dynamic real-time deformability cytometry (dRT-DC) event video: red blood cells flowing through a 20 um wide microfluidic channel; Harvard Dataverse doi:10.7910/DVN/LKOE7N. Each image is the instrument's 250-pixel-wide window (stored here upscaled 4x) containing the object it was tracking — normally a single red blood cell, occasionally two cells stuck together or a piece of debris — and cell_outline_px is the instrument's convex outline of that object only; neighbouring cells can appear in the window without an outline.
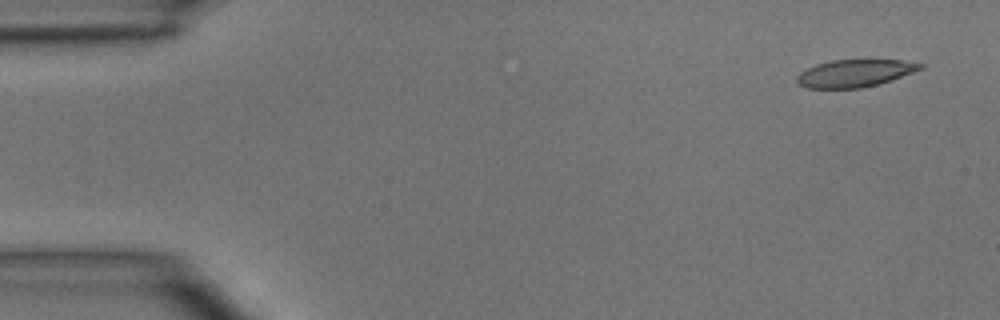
{"species": "common noctule bat (a hibernating species)", "species_latin": "Nyctalus noctula", "temperature_condition": "room temperature", "stored_images_in_passage": 4, "camera_frame_rate_fps": 3000, "um_per_image_px": 0.085, "animal": {"sex": "male", "body_mass_g": 15.6}, "frame": {"image": 1, "passage_image": 1, "time_ms": 0.0, "image_size_px": [1000, 320], "cell_outline_px": [[924, 68], [892, 80], [860, 88], [808, 88], [800, 84], [796, 80], [796, 76], [800, 72], [816, 64], [832, 60], [868, 56], [900, 60], [924, 64]], "centroid_in_image_um": [72.71, 6.16], "position_along_channel_um": 12.3, "area_um2": 20.52}}
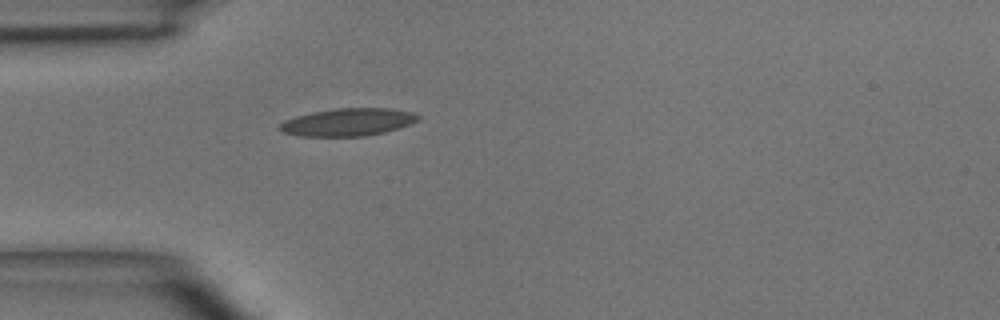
{"frame": {"image": 2, "passage_image": 4, "time_ms": 3.667, "image_size_px": [1000, 320], "cell_outline_px": [[420, 116], [416, 120], [408, 124], [384, 132], [364, 136], [300, 136], [284, 132], [276, 128], [284, 120], [296, 116], [312, 112], [336, 108], [388, 108], [412, 112]], "centroid_in_image_um": [29.51, 10.37], "position_along_channel_um": 55.5, "area_um2": 22.02}}